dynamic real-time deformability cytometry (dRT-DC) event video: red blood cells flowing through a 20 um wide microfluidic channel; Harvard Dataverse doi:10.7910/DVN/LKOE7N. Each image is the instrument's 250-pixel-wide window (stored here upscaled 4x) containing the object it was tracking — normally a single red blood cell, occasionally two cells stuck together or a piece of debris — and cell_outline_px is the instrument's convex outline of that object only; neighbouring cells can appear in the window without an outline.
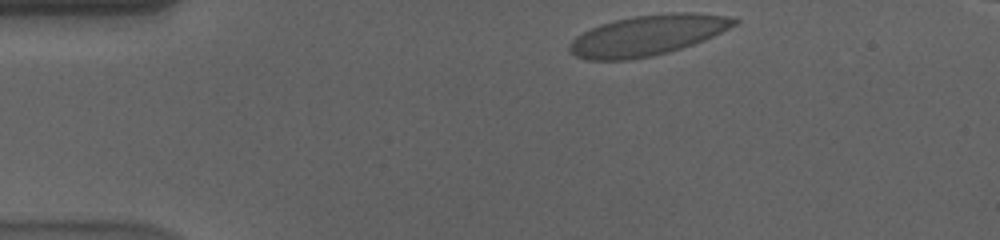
{"species": "human", "species_latin": "Homo sapiens", "temperature_condition": "cold", "stored_images_in_passage": 40, "camera_frame_rate_fps": 3000, "um_per_image_px": 0.085, "donor": {"sex": "male"}, "frame": {"image": 1, "passage_image": 1, "time_ms": 0.0, "image_size_px": [1000, 240], "cell_outline_px": [[740, 20], [736, 24], [704, 40], [668, 52], [652, 56], [632, 60], [588, 60], [576, 56], [568, 52], [568, 44], [576, 36], [600, 24], [632, 16], [672, 12], [692, 12], [728, 16]], "centroid_in_image_um": [55.0, 3.0], "position_along_channel_um": 30.0, "area_um2": 38.73}}
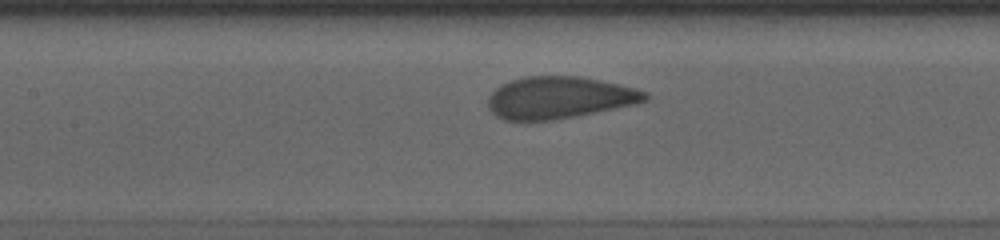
{"frame": {"image": 2, "passage_image": 17, "time_ms": 5.333, "image_size_px": [1000, 240], "cell_outline_px": [[648, 100], [640, 104], [556, 120], [504, 120], [496, 116], [488, 108], [488, 96], [500, 84], [512, 80], [528, 76], [580, 76], [620, 84], [636, 88], [648, 92]], "centroid_in_image_um": [47.58, 8.3], "position_along_channel_um": 159.8, "area_um2": 38.9}}
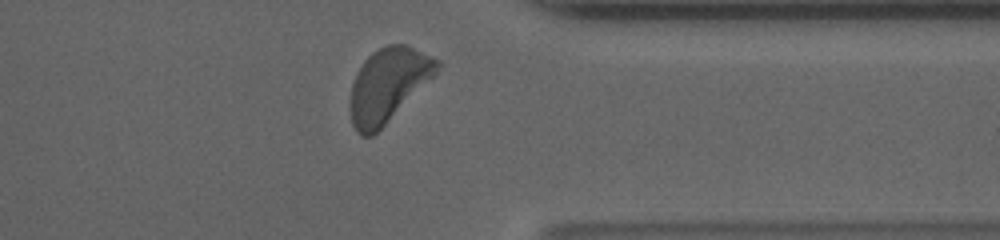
{"frame": {"image": 3, "passage_image": 36, "time_ms": 11.667, "image_size_px": [1000, 240], "cell_outline_px": [[440, 68], [372, 136], [360, 136], [356, 132], [352, 124], [352, 84], [356, 72], [364, 60], [372, 52], [388, 44], [404, 44], [432, 56], [440, 60]], "centroid_in_image_um": [32.97, 7.18], "position_along_channel_um": 378.4, "area_um2": 36.07}, "authors_computed_cell_mechanics": {"area_um2": 38.6393, "velocity_mm_per_s": 3.5383, "shape_relaxation_time_tau1_ms": 4.1573, "shape_relaxation_time_tau2_ms": null, "deformation_change_tau1": 0.1296, "deformation_change_tau2": null}}